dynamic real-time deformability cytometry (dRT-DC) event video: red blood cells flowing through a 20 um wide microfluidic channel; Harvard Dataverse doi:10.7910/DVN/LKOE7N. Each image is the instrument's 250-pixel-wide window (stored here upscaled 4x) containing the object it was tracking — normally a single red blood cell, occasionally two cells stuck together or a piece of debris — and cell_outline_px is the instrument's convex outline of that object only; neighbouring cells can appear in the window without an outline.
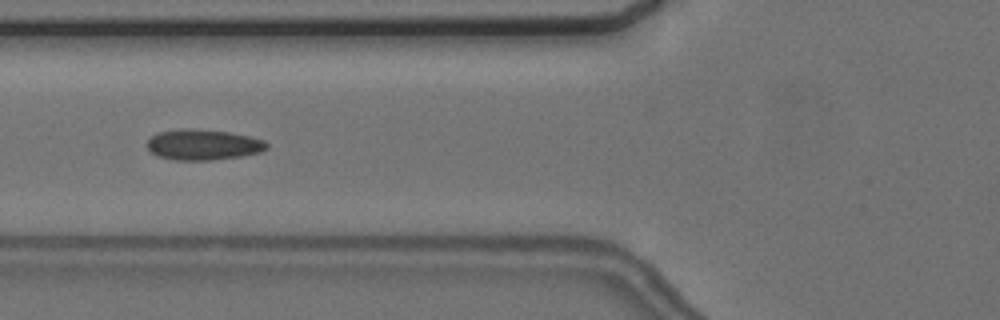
{"species": "common noctule bat (a hibernating species)", "species_latin": "Nyctalus noctula", "temperature_condition": "cold", "stored_images_in_passage": 9, "camera_frame_rate_fps": 3000, "um_per_image_px": 0.085, "animal": {"sex": "female", "body_mass_g": 24.6, "forearm_length_mm": 56.2}, "frame": {"image": 1, "passage_image": 6, "time_ms": 6.667, "image_size_px": [1000, 320], "cell_outline_px": [[268, 148], [260, 152], [240, 156], [212, 160], [176, 160], [156, 156], [148, 148], [148, 140], [156, 132], [180, 128], [192, 128], [228, 132], [248, 136], [264, 140], [268, 144]], "centroid_in_image_um": [17.25, 12.29], "position_along_channel_um": 108.6, "area_um2": 21.39}}
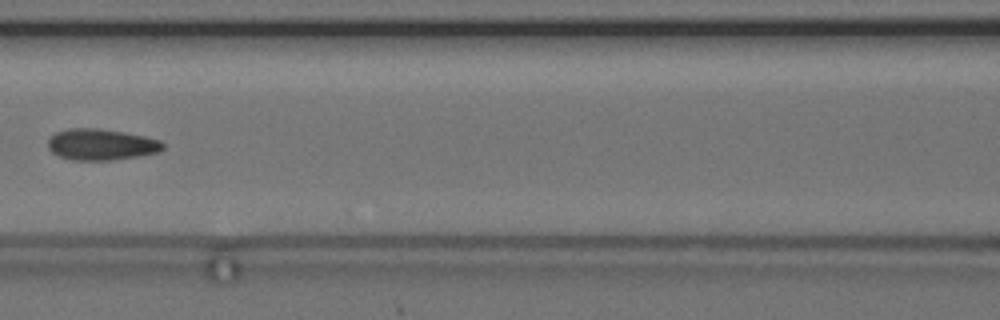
{"frame": {"image": 2, "passage_image": 7, "time_ms": 8.0, "image_size_px": [1000, 320], "cell_outline_px": [[164, 148], [160, 152], [140, 156], [112, 160], [72, 160], [60, 156], [52, 152], [48, 148], [48, 140], [56, 132], [68, 128], [96, 128], [124, 132], [144, 136], [160, 140], [164, 144]], "centroid_in_image_um": [8.62, 12.28], "position_along_channel_um": 158.0, "area_um2": 20.98}}